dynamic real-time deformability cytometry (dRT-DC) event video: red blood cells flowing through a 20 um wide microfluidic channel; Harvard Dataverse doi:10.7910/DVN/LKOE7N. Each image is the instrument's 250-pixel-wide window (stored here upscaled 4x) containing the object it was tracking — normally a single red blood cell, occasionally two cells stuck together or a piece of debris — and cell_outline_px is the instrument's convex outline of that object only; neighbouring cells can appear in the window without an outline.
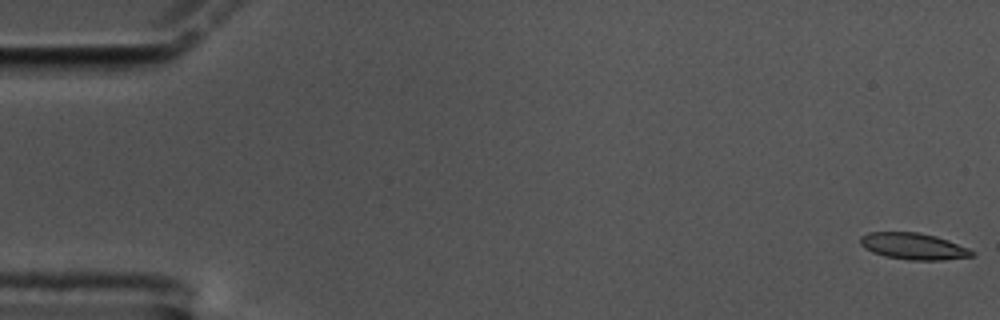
{"species": "common noctule bat (a hibernating species)", "species_latin": "Nyctalus noctula", "temperature_condition": "cold", "stored_images_in_passage": 60, "segment_of_instrument_passage": [1, 2], "camera_frame_rate_fps": 3000, "um_per_image_px": 0.085, "animal": {"sex": "male", "body_mass_g": 17.5, "forearm_length_mm": 52.3}, "frame": {"image": 1, "passage_image": 1, "time_ms": 0.0, "image_size_px": [1000, 320], "cell_outline_px": [[972, 256], [940, 260], [908, 260], [884, 256], [872, 252], [864, 248], [860, 244], [860, 236], [868, 232], [920, 232], [936, 236], [948, 240], [968, 248], [972, 252]], "centroid_in_image_um": [77.58, 20.92], "position_along_channel_um": 7.4, "area_um2": 17.22}}
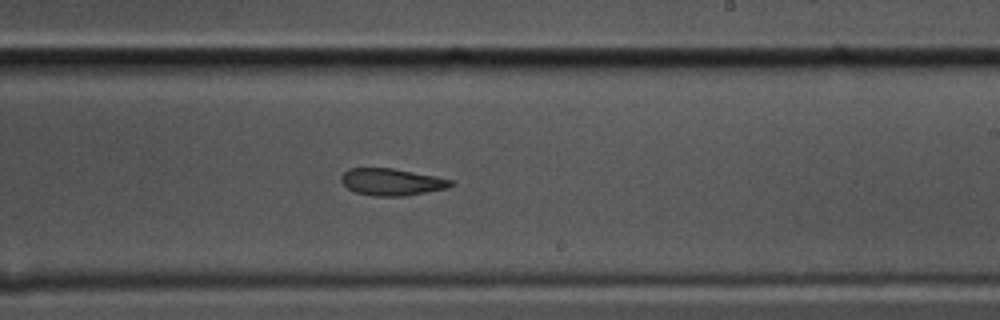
{"frame": {"image": 2, "passage_image": 35, "time_ms": 11.333, "image_size_px": [1000, 320], "cell_outline_px": [[452, 184], [448, 188], [404, 196], [372, 196], [356, 192], [348, 188], [340, 180], [340, 176], [348, 168], [392, 168], [436, 176], [452, 180]], "centroid_in_image_um": [33.27, 15.46], "position_along_channel_um": 255.7, "area_um2": 17.17}}
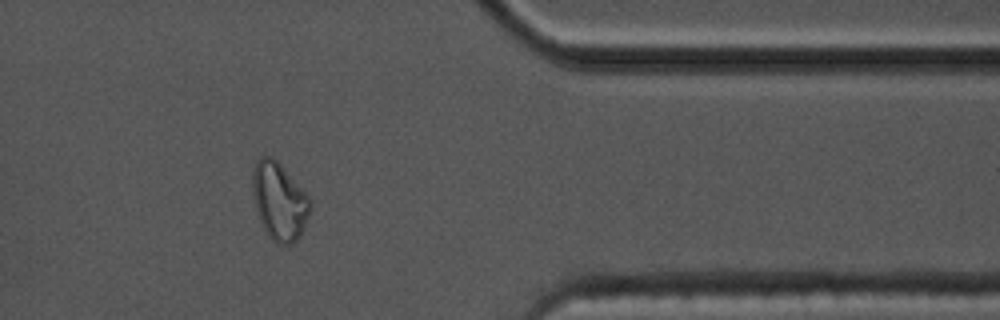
{"frame": {"image": 3, "passage_image": 48, "time_ms": 15.667, "image_size_px": [1000, 320], "cell_outline_px": [[312, 208], [300, 236], [292, 244], [276, 244], [268, 236], [260, 220], [252, 196], [252, 172], [256, 160], [260, 156], [272, 156], [280, 164], [312, 200]], "centroid_in_image_um": [23.73, 17.11], "position_along_channel_um": 387.7, "area_um2": 26.18}}